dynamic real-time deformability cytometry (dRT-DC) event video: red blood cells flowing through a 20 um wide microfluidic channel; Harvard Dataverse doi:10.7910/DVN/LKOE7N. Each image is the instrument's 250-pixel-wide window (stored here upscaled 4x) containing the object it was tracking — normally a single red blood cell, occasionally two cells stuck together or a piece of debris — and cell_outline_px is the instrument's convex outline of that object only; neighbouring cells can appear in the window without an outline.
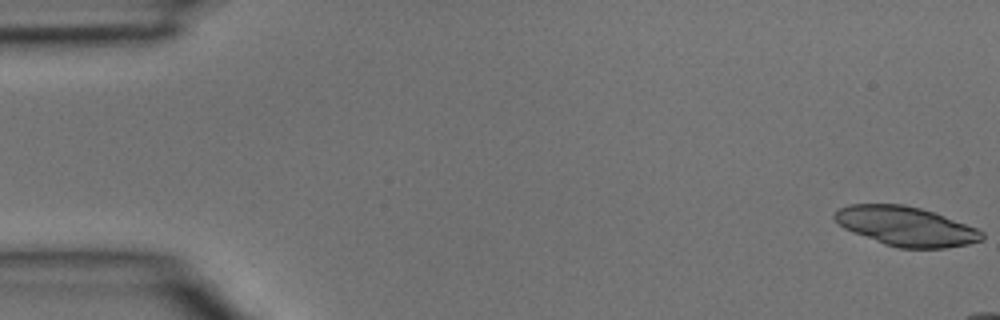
{"species": "common noctule bat (a hibernating species)", "species_latin": "Nyctalus noctula", "temperature_condition": "room temperature", "stored_images_in_passage": 4, "camera_frame_rate_fps": 3000, "um_per_image_px": 0.085, "animal": {"sex": "male", "body_mass_g": 15.6}, "frame": {"image": 1, "passage_image": 1, "time_ms": 0.0, "image_size_px": [1000, 320], "cell_outline_px": [[984, 240], [968, 244], [944, 248], [900, 248], [884, 244], [852, 232], [844, 228], [832, 216], [840, 208], [848, 204], [904, 204], [920, 208], [944, 216], [976, 228], [984, 232]], "centroid_in_image_um": [77.01, 19.23], "position_along_channel_um": 8.0, "area_um2": 33.58}}